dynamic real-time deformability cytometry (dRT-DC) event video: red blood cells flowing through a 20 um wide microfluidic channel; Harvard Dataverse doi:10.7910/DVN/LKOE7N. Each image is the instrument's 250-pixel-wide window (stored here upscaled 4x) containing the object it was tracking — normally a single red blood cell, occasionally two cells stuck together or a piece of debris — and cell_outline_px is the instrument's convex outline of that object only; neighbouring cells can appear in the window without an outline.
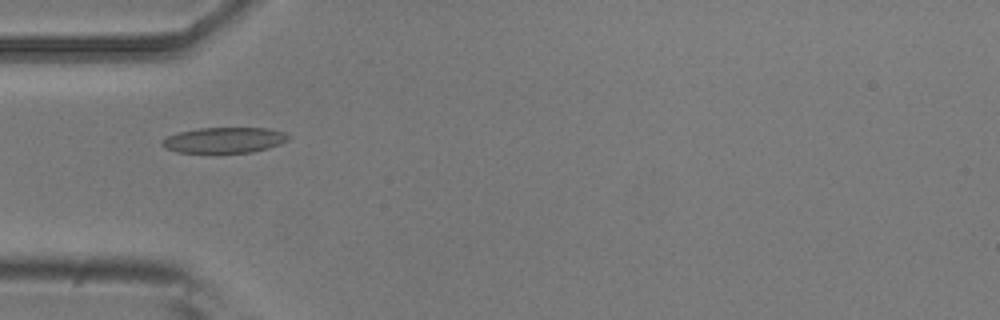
{"species": "common noctule bat (a hibernating species)", "species_latin": "Nyctalus noctula", "temperature_condition": "room temperature", "stored_images_in_passage": 3, "camera_frame_rate_fps": 3000, "um_per_image_px": 0.085, "animal": {"sex": "male", "body_mass_g": 20.5, "forearm_length_mm": 52.5}, "frame": {"image": 1, "passage_image": 1, "time_ms": 0.0, "image_size_px": [1000, 320], "cell_outline_px": [[292, 136], [288, 140], [280, 144], [268, 148], [252, 152], [176, 152], [164, 148], [160, 144], [160, 140], [168, 136], [180, 132], [200, 128], [268, 128], [284, 132]], "centroid_in_image_um": [19.07, 11.9], "position_along_channel_um": 65.9, "area_um2": 18.84}}
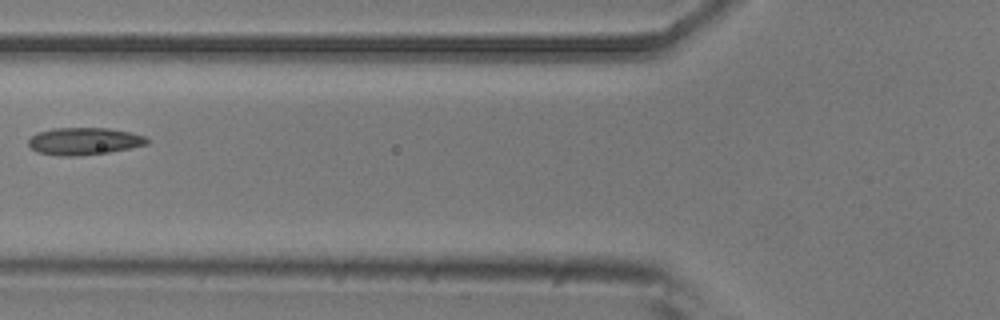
{"frame": {"image": 2, "passage_image": 2, "time_ms": 1.333, "image_size_px": [1000, 320], "cell_outline_px": [[148, 144], [108, 152], [76, 156], [60, 156], [36, 152], [28, 144], [28, 140], [36, 132], [52, 128], [108, 128], [128, 132], [144, 136], [148, 140]], "centroid_in_image_um": [7.09, 12.0], "position_along_channel_um": 118.7, "area_um2": 18.73}}
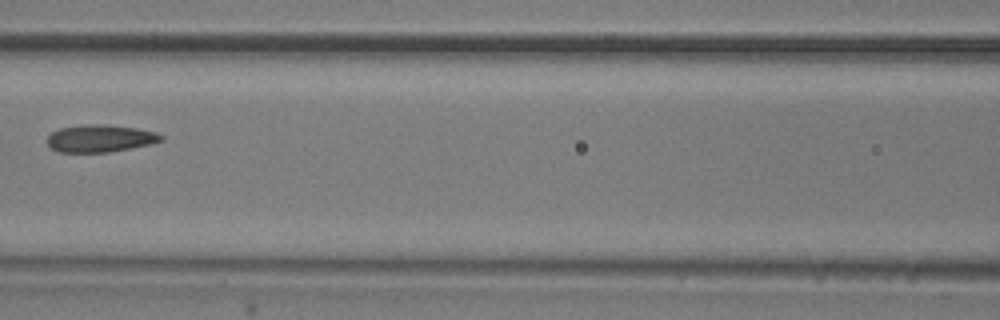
{"frame": {"image": 3, "passage_image": 3, "time_ms": 2.333, "image_size_px": [1000, 320], "cell_outline_px": [[164, 140], [148, 144], [108, 152], [60, 152], [52, 148], [48, 144], [48, 136], [52, 132], [60, 128], [84, 124], [104, 124], [136, 128], [156, 132], [164, 136]], "centroid_in_image_um": [8.51, 11.75], "position_along_channel_um": 158.1, "area_um2": 17.98}}